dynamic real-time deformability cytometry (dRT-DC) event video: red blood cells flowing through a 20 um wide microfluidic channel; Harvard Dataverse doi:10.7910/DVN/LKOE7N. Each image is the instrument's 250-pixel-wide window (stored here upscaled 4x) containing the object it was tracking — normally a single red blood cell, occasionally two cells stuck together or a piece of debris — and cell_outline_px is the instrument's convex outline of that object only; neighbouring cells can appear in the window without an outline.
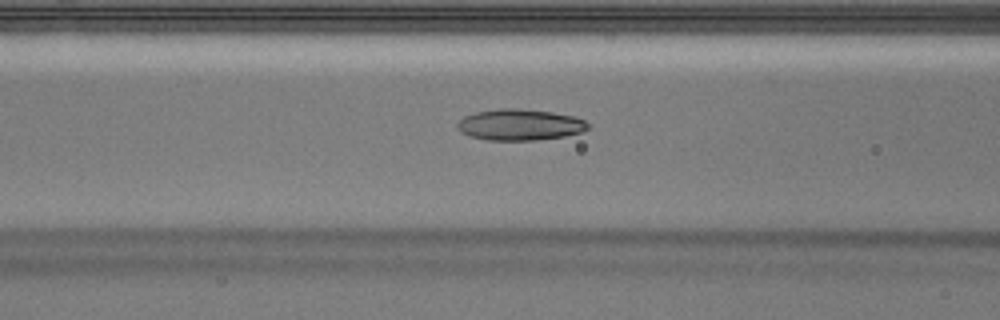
{"species": "Egyptian fruit bat (a non-hibernating species)", "species_latin": "Rousettus aegyptiacus", "temperature_condition": "warm", "stored_images_in_passage": 50, "camera_frame_rate_fps": 3000, "um_per_image_px": 0.085, "animal": {"sex": "male"}, "frame": {"image": 1, "passage_image": 20, "time_ms": 6.333, "image_size_px": [1000, 320], "cell_outline_px": [[588, 128], [580, 132], [564, 136], [536, 140], [488, 140], [468, 136], [460, 132], [456, 124], [464, 116], [476, 112], [500, 108], [516, 108], [552, 112], [576, 116], [584, 120], [588, 124]], "centroid_in_image_um": [44.16, 10.6], "position_along_channel_um": 122.4, "area_um2": 23.76}}
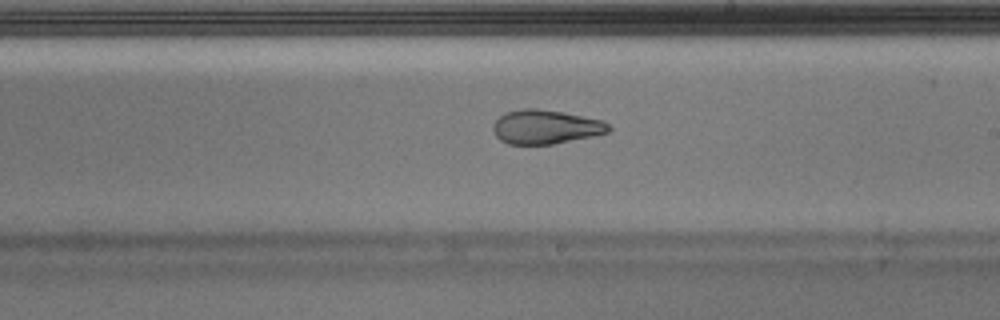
{"frame": {"image": 2, "passage_image": 29, "time_ms": 9.333, "image_size_px": [1000, 320], "cell_outline_px": [[612, 128], [608, 132], [592, 136], [552, 144], [508, 144], [500, 140], [496, 136], [492, 128], [492, 124], [504, 112], [524, 108], [536, 108], [560, 112], [604, 120]], "centroid_in_image_um": [46.35, 10.78], "position_along_channel_um": 242.6, "area_um2": 22.89}}
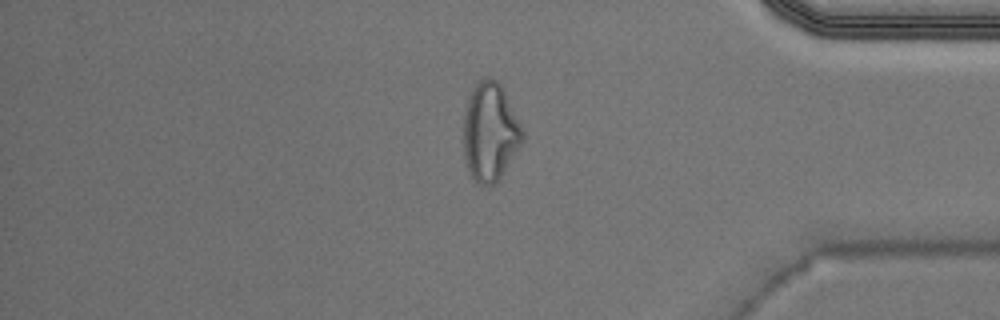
{"frame": {"image": 3, "passage_image": 42, "time_ms": 13.667, "image_size_px": [1000, 320], "cell_outline_px": [[524, 140], [504, 172], [496, 184], [488, 188], [480, 184], [472, 176], [468, 168], [464, 156], [460, 140], [464, 116], [468, 100], [476, 84], [484, 76], [492, 76], [504, 88], [524, 132]], "centroid_in_image_um": [41.64, 11.23], "position_along_channel_um": 393.6, "area_um2": 34.51}, "authors_computed_cell_mechanics": {"area_um2": 23.9003, "velocity_mm_per_s": 4.0095, "shape_relaxation_time_tau1_ms": null, "shape_relaxation_time_tau2_ms": 2.0512, "deformation_change_tau1": null, "deformation_change_tau2": 0.0988}}